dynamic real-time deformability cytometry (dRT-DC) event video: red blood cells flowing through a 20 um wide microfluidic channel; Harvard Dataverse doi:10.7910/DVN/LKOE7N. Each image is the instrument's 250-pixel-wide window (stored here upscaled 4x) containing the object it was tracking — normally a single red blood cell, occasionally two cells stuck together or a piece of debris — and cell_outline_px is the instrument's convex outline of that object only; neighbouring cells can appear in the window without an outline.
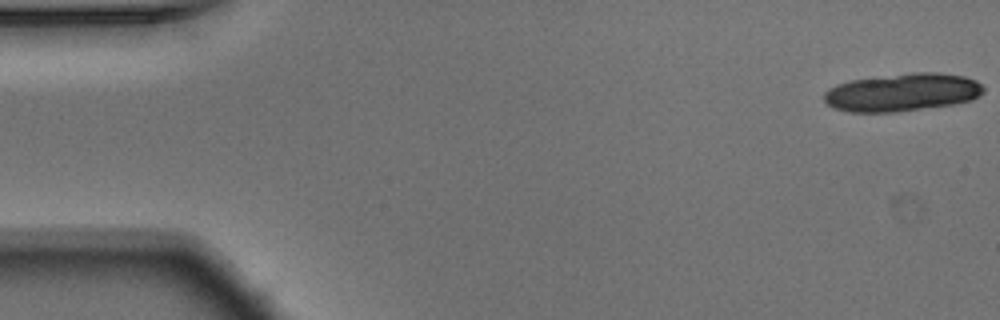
{"species": "Egyptian fruit bat (a non-hibernating species)", "species_latin": "Rousettus aegyptiacus", "temperature_condition": "warm", "stored_images_in_passage": 18, "camera_frame_rate_fps": 3000, "um_per_image_px": 0.085, "animal": {"sex": "male"}, "frame": {"image": 1, "passage_image": 1, "time_ms": 0.0, "image_size_px": [1000, 320], "cell_outline_px": [[980, 88], [972, 96], [960, 100], [932, 104], [900, 108], [848, 108], [836, 104], [828, 100], [828, 96], [832, 92], [840, 88], [852, 84], [872, 80], [908, 76], [952, 76], [968, 80], [976, 84]], "centroid_in_image_um": [76.8, 7.83], "position_along_channel_um": 8.2, "area_um2": 26.7}}
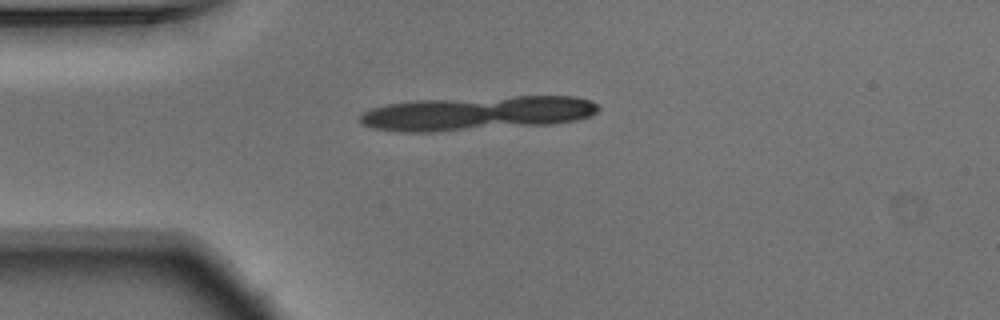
{"frame": {"image": 2, "passage_image": 13, "time_ms": 4.0, "image_size_px": [1000, 320], "cell_outline_px": [[592, 108], [588, 112], [576, 116], [552, 120], [452, 124], [380, 124], [368, 120], [368, 116], [376, 112], [392, 108], [424, 104], [520, 100], [580, 100], [592, 104]], "centroid_in_image_um": [40.96, 9.54], "position_along_channel_um": 44.0, "area_um2": 30.0}}